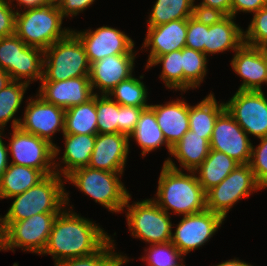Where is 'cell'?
<instances>
[{"instance_id": "6da1fadb", "label": "cell", "mask_w": 267, "mask_h": 266, "mask_svg": "<svg viewBox=\"0 0 267 266\" xmlns=\"http://www.w3.org/2000/svg\"><path fill=\"white\" fill-rule=\"evenodd\" d=\"M65 207L55 218L45 250L54 262L99 251L111 236L100 226ZM73 211V212H72Z\"/></svg>"}, {"instance_id": "7a4b0ae2", "label": "cell", "mask_w": 267, "mask_h": 266, "mask_svg": "<svg viewBox=\"0 0 267 266\" xmlns=\"http://www.w3.org/2000/svg\"><path fill=\"white\" fill-rule=\"evenodd\" d=\"M175 170L163 163L158 180L157 205L169 213L180 215L196 214L206 210V192L198 182L194 171ZM191 173V174H189Z\"/></svg>"}, {"instance_id": "3957f363", "label": "cell", "mask_w": 267, "mask_h": 266, "mask_svg": "<svg viewBox=\"0 0 267 266\" xmlns=\"http://www.w3.org/2000/svg\"><path fill=\"white\" fill-rule=\"evenodd\" d=\"M63 177L58 173L46 176L37 185L29 188L14 199L3 216L4 223H13L48 212H61L69 206V193L65 191Z\"/></svg>"}, {"instance_id": "277c9868", "label": "cell", "mask_w": 267, "mask_h": 266, "mask_svg": "<svg viewBox=\"0 0 267 266\" xmlns=\"http://www.w3.org/2000/svg\"><path fill=\"white\" fill-rule=\"evenodd\" d=\"M23 10L16 13L14 34L27 46L46 50L72 32V29L61 27L64 17L57 4Z\"/></svg>"}, {"instance_id": "5b68a950", "label": "cell", "mask_w": 267, "mask_h": 266, "mask_svg": "<svg viewBox=\"0 0 267 266\" xmlns=\"http://www.w3.org/2000/svg\"><path fill=\"white\" fill-rule=\"evenodd\" d=\"M124 172H108L89 166L73 170L64 180L72 183L95 203L113 213L124 211L130 193L120 180Z\"/></svg>"}, {"instance_id": "8992f818", "label": "cell", "mask_w": 267, "mask_h": 266, "mask_svg": "<svg viewBox=\"0 0 267 266\" xmlns=\"http://www.w3.org/2000/svg\"><path fill=\"white\" fill-rule=\"evenodd\" d=\"M90 63L84 45L71 32L44 50V69L41 81H63L89 76Z\"/></svg>"}, {"instance_id": "52a82bcc", "label": "cell", "mask_w": 267, "mask_h": 266, "mask_svg": "<svg viewBox=\"0 0 267 266\" xmlns=\"http://www.w3.org/2000/svg\"><path fill=\"white\" fill-rule=\"evenodd\" d=\"M130 199L131 194L124 209L127 208L126 220L131 236L140 238L150 245L171 242L174 226L170 214L161 209L152 198L131 205Z\"/></svg>"}, {"instance_id": "ba28073f", "label": "cell", "mask_w": 267, "mask_h": 266, "mask_svg": "<svg viewBox=\"0 0 267 266\" xmlns=\"http://www.w3.org/2000/svg\"><path fill=\"white\" fill-rule=\"evenodd\" d=\"M0 69L8 73L12 81H22L29 85L32 81H41L44 50L27 46L15 34L0 37Z\"/></svg>"}, {"instance_id": "9c48e42d", "label": "cell", "mask_w": 267, "mask_h": 266, "mask_svg": "<svg viewBox=\"0 0 267 266\" xmlns=\"http://www.w3.org/2000/svg\"><path fill=\"white\" fill-rule=\"evenodd\" d=\"M262 189L249 164H239L218 185L206 192V208L225 219L234 204Z\"/></svg>"}, {"instance_id": "30bf717a", "label": "cell", "mask_w": 267, "mask_h": 266, "mask_svg": "<svg viewBox=\"0 0 267 266\" xmlns=\"http://www.w3.org/2000/svg\"><path fill=\"white\" fill-rule=\"evenodd\" d=\"M60 212L36 214L28 219L5 224L6 251H22L41 255L46 248L53 222Z\"/></svg>"}, {"instance_id": "8fae6325", "label": "cell", "mask_w": 267, "mask_h": 266, "mask_svg": "<svg viewBox=\"0 0 267 266\" xmlns=\"http://www.w3.org/2000/svg\"><path fill=\"white\" fill-rule=\"evenodd\" d=\"M28 100L24 116L20 118L19 128L53 145L54 159H57L60 149L52 139L56 132L64 133L65 109L46 102L38 94L36 98L30 97Z\"/></svg>"}, {"instance_id": "7c38bea8", "label": "cell", "mask_w": 267, "mask_h": 266, "mask_svg": "<svg viewBox=\"0 0 267 266\" xmlns=\"http://www.w3.org/2000/svg\"><path fill=\"white\" fill-rule=\"evenodd\" d=\"M12 130L8 146L12 164L35 168L45 176L56 173L53 145L34 134L24 132L19 127Z\"/></svg>"}, {"instance_id": "4fadbf2b", "label": "cell", "mask_w": 267, "mask_h": 266, "mask_svg": "<svg viewBox=\"0 0 267 266\" xmlns=\"http://www.w3.org/2000/svg\"><path fill=\"white\" fill-rule=\"evenodd\" d=\"M224 104L227 112L248 136H267V97L264 91L237 90Z\"/></svg>"}, {"instance_id": "5bb4252c", "label": "cell", "mask_w": 267, "mask_h": 266, "mask_svg": "<svg viewBox=\"0 0 267 266\" xmlns=\"http://www.w3.org/2000/svg\"><path fill=\"white\" fill-rule=\"evenodd\" d=\"M224 218L210 210L185 215L172 233L171 243L183 256L200 249L217 232Z\"/></svg>"}, {"instance_id": "9a60e30c", "label": "cell", "mask_w": 267, "mask_h": 266, "mask_svg": "<svg viewBox=\"0 0 267 266\" xmlns=\"http://www.w3.org/2000/svg\"><path fill=\"white\" fill-rule=\"evenodd\" d=\"M72 32L84 45L90 65L110 55L137 54L133 50L134 41L117 28L106 25L94 31L88 29Z\"/></svg>"}, {"instance_id": "2e32d148", "label": "cell", "mask_w": 267, "mask_h": 266, "mask_svg": "<svg viewBox=\"0 0 267 266\" xmlns=\"http://www.w3.org/2000/svg\"><path fill=\"white\" fill-rule=\"evenodd\" d=\"M210 149L225 153L239 164H249L252 150L251 140L226 109L215 122Z\"/></svg>"}, {"instance_id": "e0dca14e", "label": "cell", "mask_w": 267, "mask_h": 266, "mask_svg": "<svg viewBox=\"0 0 267 266\" xmlns=\"http://www.w3.org/2000/svg\"><path fill=\"white\" fill-rule=\"evenodd\" d=\"M234 72L242 78L238 90L261 91L267 80V49L243 43L231 60Z\"/></svg>"}, {"instance_id": "ac0fdd59", "label": "cell", "mask_w": 267, "mask_h": 266, "mask_svg": "<svg viewBox=\"0 0 267 266\" xmlns=\"http://www.w3.org/2000/svg\"><path fill=\"white\" fill-rule=\"evenodd\" d=\"M38 95L46 102L63 109L82 104L91 99L93 92L89 76L70 78L63 81H40Z\"/></svg>"}, {"instance_id": "d6986e66", "label": "cell", "mask_w": 267, "mask_h": 266, "mask_svg": "<svg viewBox=\"0 0 267 266\" xmlns=\"http://www.w3.org/2000/svg\"><path fill=\"white\" fill-rule=\"evenodd\" d=\"M129 140L122 133L97 134L88 166L108 172H124L130 150Z\"/></svg>"}, {"instance_id": "ffe728a7", "label": "cell", "mask_w": 267, "mask_h": 266, "mask_svg": "<svg viewBox=\"0 0 267 266\" xmlns=\"http://www.w3.org/2000/svg\"><path fill=\"white\" fill-rule=\"evenodd\" d=\"M136 54L110 55L92 63L90 66V83L100 95H107L120 82L133 76ZM95 88V89H94Z\"/></svg>"}, {"instance_id": "44dd1931", "label": "cell", "mask_w": 267, "mask_h": 266, "mask_svg": "<svg viewBox=\"0 0 267 266\" xmlns=\"http://www.w3.org/2000/svg\"><path fill=\"white\" fill-rule=\"evenodd\" d=\"M231 15H208V31H206V44L204 54L236 51L244 43V31L234 22Z\"/></svg>"}, {"instance_id": "7402d4cb", "label": "cell", "mask_w": 267, "mask_h": 266, "mask_svg": "<svg viewBox=\"0 0 267 266\" xmlns=\"http://www.w3.org/2000/svg\"><path fill=\"white\" fill-rule=\"evenodd\" d=\"M187 19H179L168 23L148 27L143 48L150 49L148 65L155 57L186 47Z\"/></svg>"}, {"instance_id": "603a6c76", "label": "cell", "mask_w": 267, "mask_h": 266, "mask_svg": "<svg viewBox=\"0 0 267 266\" xmlns=\"http://www.w3.org/2000/svg\"><path fill=\"white\" fill-rule=\"evenodd\" d=\"M167 144L172 148L189 130V104L178 99L164 105H150Z\"/></svg>"}, {"instance_id": "cb8c5ba5", "label": "cell", "mask_w": 267, "mask_h": 266, "mask_svg": "<svg viewBox=\"0 0 267 266\" xmlns=\"http://www.w3.org/2000/svg\"><path fill=\"white\" fill-rule=\"evenodd\" d=\"M210 151V142L204 138V135H198L195 132L188 130L177 142L171 150V156L176 158L180 163V168L168 158L164 163L175 170L194 171L197 169L208 156Z\"/></svg>"}, {"instance_id": "d4e9b609", "label": "cell", "mask_w": 267, "mask_h": 266, "mask_svg": "<svg viewBox=\"0 0 267 266\" xmlns=\"http://www.w3.org/2000/svg\"><path fill=\"white\" fill-rule=\"evenodd\" d=\"M64 137L65 149L62 160H54L55 171L60 176L66 177L73 170L89 165L94 149L96 135L90 134H62ZM58 163V164H57ZM59 167V168H58ZM63 174V175H62Z\"/></svg>"}, {"instance_id": "484cf974", "label": "cell", "mask_w": 267, "mask_h": 266, "mask_svg": "<svg viewBox=\"0 0 267 266\" xmlns=\"http://www.w3.org/2000/svg\"><path fill=\"white\" fill-rule=\"evenodd\" d=\"M45 177L40 170L10 163L0 178V199L20 195Z\"/></svg>"}, {"instance_id": "4316f807", "label": "cell", "mask_w": 267, "mask_h": 266, "mask_svg": "<svg viewBox=\"0 0 267 266\" xmlns=\"http://www.w3.org/2000/svg\"><path fill=\"white\" fill-rule=\"evenodd\" d=\"M239 165L225 153L210 149L203 163L194 170L197 179L204 191L218 185Z\"/></svg>"}, {"instance_id": "83f0119b", "label": "cell", "mask_w": 267, "mask_h": 266, "mask_svg": "<svg viewBox=\"0 0 267 266\" xmlns=\"http://www.w3.org/2000/svg\"><path fill=\"white\" fill-rule=\"evenodd\" d=\"M211 93L195 106L189 105V130L204 135L209 142L218 116L225 110L224 102L218 103Z\"/></svg>"}, {"instance_id": "f1b7e54d", "label": "cell", "mask_w": 267, "mask_h": 266, "mask_svg": "<svg viewBox=\"0 0 267 266\" xmlns=\"http://www.w3.org/2000/svg\"><path fill=\"white\" fill-rule=\"evenodd\" d=\"M130 138H134L133 140L140 146L143 157L163 145L166 146L169 154H171L172 148L167 144L156 121V115L150 107L142 111L134 132L129 136Z\"/></svg>"}, {"instance_id": "f546056e", "label": "cell", "mask_w": 267, "mask_h": 266, "mask_svg": "<svg viewBox=\"0 0 267 266\" xmlns=\"http://www.w3.org/2000/svg\"><path fill=\"white\" fill-rule=\"evenodd\" d=\"M63 134H98L96 94L87 102L65 110Z\"/></svg>"}, {"instance_id": "4dcf8cb0", "label": "cell", "mask_w": 267, "mask_h": 266, "mask_svg": "<svg viewBox=\"0 0 267 266\" xmlns=\"http://www.w3.org/2000/svg\"><path fill=\"white\" fill-rule=\"evenodd\" d=\"M196 13L194 0H157L146 23L148 27H154L170 21L188 19Z\"/></svg>"}, {"instance_id": "1f68e13d", "label": "cell", "mask_w": 267, "mask_h": 266, "mask_svg": "<svg viewBox=\"0 0 267 266\" xmlns=\"http://www.w3.org/2000/svg\"><path fill=\"white\" fill-rule=\"evenodd\" d=\"M29 84L22 81H11L5 88L0 90V130H4L6 124L12 120V128H18L19 118H14L21 107L24 94Z\"/></svg>"}, {"instance_id": "d6a6232c", "label": "cell", "mask_w": 267, "mask_h": 266, "mask_svg": "<svg viewBox=\"0 0 267 266\" xmlns=\"http://www.w3.org/2000/svg\"><path fill=\"white\" fill-rule=\"evenodd\" d=\"M207 61L203 52L182 48L183 92L201 85L207 74Z\"/></svg>"}, {"instance_id": "836d02e7", "label": "cell", "mask_w": 267, "mask_h": 266, "mask_svg": "<svg viewBox=\"0 0 267 266\" xmlns=\"http://www.w3.org/2000/svg\"><path fill=\"white\" fill-rule=\"evenodd\" d=\"M113 101L123 106L148 108V90L145 84L134 76L120 82L108 94Z\"/></svg>"}, {"instance_id": "e575fe53", "label": "cell", "mask_w": 267, "mask_h": 266, "mask_svg": "<svg viewBox=\"0 0 267 266\" xmlns=\"http://www.w3.org/2000/svg\"><path fill=\"white\" fill-rule=\"evenodd\" d=\"M162 64V71L159 78L165 83L168 89L183 91V68H182V49L172 51L162 56L155 57L148 65L146 70L152 66Z\"/></svg>"}, {"instance_id": "d590c367", "label": "cell", "mask_w": 267, "mask_h": 266, "mask_svg": "<svg viewBox=\"0 0 267 266\" xmlns=\"http://www.w3.org/2000/svg\"><path fill=\"white\" fill-rule=\"evenodd\" d=\"M98 134L120 133V104L108 95L96 94Z\"/></svg>"}, {"instance_id": "8d00e7d4", "label": "cell", "mask_w": 267, "mask_h": 266, "mask_svg": "<svg viewBox=\"0 0 267 266\" xmlns=\"http://www.w3.org/2000/svg\"><path fill=\"white\" fill-rule=\"evenodd\" d=\"M144 251L146 255L141 257V260L147 262V266H182L184 264V256L171 242L152 244Z\"/></svg>"}, {"instance_id": "74e56055", "label": "cell", "mask_w": 267, "mask_h": 266, "mask_svg": "<svg viewBox=\"0 0 267 266\" xmlns=\"http://www.w3.org/2000/svg\"><path fill=\"white\" fill-rule=\"evenodd\" d=\"M110 239L99 251L87 256L54 262L55 266H112L121 253H115V244Z\"/></svg>"}, {"instance_id": "f35d334b", "label": "cell", "mask_w": 267, "mask_h": 266, "mask_svg": "<svg viewBox=\"0 0 267 266\" xmlns=\"http://www.w3.org/2000/svg\"><path fill=\"white\" fill-rule=\"evenodd\" d=\"M253 15L248 29L244 31V43L267 49V5Z\"/></svg>"}, {"instance_id": "ab89813d", "label": "cell", "mask_w": 267, "mask_h": 266, "mask_svg": "<svg viewBox=\"0 0 267 266\" xmlns=\"http://www.w3.org/2000/svg\"><path fill=\"white\" fill-rule=\"evenodd\" d=\"M206 31H208V15L196 13L189 17L187 19L186 47L204 53Z\"/></svg>"}, {"instance_id": "60d3db41", "label": "cell", "mask_w": 267, "mask_h": 266, "mask_svg": "<svg viewBox=\"0 0 267 266\" xmlns=\"http://www.w3.org/2000/svg\"><path fill=\"white\" fill-rule=\"evenodd\" d=\"M260 144L254 146L252 143L249 166L252 169L257 183L263 188H267V136L258 138Z\"/></svg>"}, {"instance_id": "b9f144b4", "label": "cell", "mask_w": 267, "mask_h": 266, "mask_svg": "<svg viewBox=\"0 0 267 266\" xmlns=\"http://www.w3.org/2000/svg\"><path fill=\"white\" fill-rule=\"evenodd\" d=\"M144 109L146 108L120 105V133L129 137L134 132Z\"/></svg>"}, {"instance_id": "7bdbcfd3", "label": "cell", "mask_w": 267, "mask_h": 266, "mask_svg": "<svg viewBox=\"0 0 267 266\" xmlns=\"http://www.w3.org/2000/svg\"><path fill=\"white\" fill-rule=\"evenodd\" d=\"M9 1L0 0V37L14 35L15 17L18 10H14Z\"/></svg>"}, {"instance_id": "ee69618b", "label": "cell", "mask_w": 267, "mask_h": 266, "mask_svg": "<svg viewBox=\"0 0 267 266\" xmlns=\"http://www.w3.org/2000/svg\"><path fill=\"white\" fill-rule=\"evenodd\" d=\"M195 8L202 15H231V0H202Z\"/></svg>"}, {"instance_id": "f6af8a7d", "label": "cell", "mask_w": 267, "mask_h": 266, "mask_svg": "<svg viewBox=\"0 0 267 266\" xmlns=\"http://www.w3.org/2000/svg\"><path fill=\"white\" fill-rule=\"evenodd\" d=\"M94 1L95 0H60L57 6L64 18L69 16L73 17L86 10Z\"/></svg>"}, {"instance_id": "bcb514c9", "label": "cell", "mask_w": 267, "mask_h": 266, "mask_svg": "<svg viewBox=\"0 0 267 266\" xmlns=\"http://www.w3.org/2000/svg\"><path fill=\"white\" fill-rule=\"evenodd\" d=\"M267 5V0H231V16L238 12L255 13Z\"/></svg>"}, {"instance_id": "7dc6e473", "label": "cell", "mask_w": 267, "mask_h": 266, "mask_svg": "<svg viewBox=\"0 0 267 266\" xmlns=\"http://www.w3.org/2000/svg\"><path fill=\"white\" fill-rule=\"evenodd\" d=\"M3 132L4 130H0V178L10 164V161L8 159V146L4 144L2 138Z\"/></svg>"}, {"instance_id": "c3c4849f", "label": "cell", "mask_w": 267, "mask_h": 266, "mask_svg": "<svg viewBox=\"0 0 267 266\" xmlns=\"http://www.w3.org/2000/svg\"><path fill=\"white\" fill-rule=\"evenodd\" d=\"M15 0H9V2L12 4V2ZM17 1V5L19 7H25L24 9H29V8H37V7H41L43 5L48 4V2L46 0H16Z\"/></svg>"}, {"instance_id": "681fc988", "label": "cell", "mask_w": 267, "mask_h": 266, "mask_svg": "<svg viewBox=\"0 0 267 266\" xmlns=\"http://www.w3.org/2000/svg\"><path fill=\"white\" fill-rule=\"evenodd\" d=\"M215 266H253L250 263H246L245 261L239 260V259H231L223 261Z\"/></svg>"}, {"instance_id": "f907efd6", "label": "cell", "mask_w": 267, "mask_h": 266, "mask_svg": "<svg viewBox=\"0 0 267 266\" xmlns=\"http://www.w3.org/2000/svg\"><path fill=\"white\" fill-rule=\"evenodd\" d=\"M12 81L10 75L0 69V90L5 88Z\"/></svg>"}, {"instance_id": "816d5d0a", "label": "cell", "mask_w": 267, "mask_h": 266, "mask_svg": "<svg viewBox=\"0 0 267 266\" xmlns=\"http://www.w3.org/2000/svg\"><path fill=\"white\" fill-rule=\"evenodd\" d=\"M6 250V234L5 232H0V251Z\"/></svg>"}, {"instance_id": "f5cc1de1", "label": "cell", "mask_w": 267, "mask_h": 266, "mask_svg": "<svg viewBox=\"0 0 267 266\" xmlns=\"http://www.w3.org/2000/svg\"><path fill=\"white\" fill-rule=\"evenodd\" d=\"M127 256L120 255V259H118L112 266H123V264H126L129 262Z\"/></svg>"}, {"instance_id": "db71d44e", "label": "cell", "mask_w": 267, "mask_h": 266, "mask_svg": "<svg viewBox=\"0 0 267 266\" xmlns=\"http://www.w3.org/2000/svg\"><path fill=\"white\" fill-rule=\"evenodd\" d=\"M0 232H5V224L1 215H0Z\"/></svg>"}, {"instance_id": "11a10c76", "label": "cell", "mask_w": 267, "mask_h": 266, "mask_svg": "<svg viewBox=\"0 0 267 266\" xmlns=\"http://www.w3.org/2000/svg\"><path fill=\"white\" fill-rule=\"evenodd\" d=\"M48 3L58 4L60 0H46Z\"/></svg>"}]
</instances>
